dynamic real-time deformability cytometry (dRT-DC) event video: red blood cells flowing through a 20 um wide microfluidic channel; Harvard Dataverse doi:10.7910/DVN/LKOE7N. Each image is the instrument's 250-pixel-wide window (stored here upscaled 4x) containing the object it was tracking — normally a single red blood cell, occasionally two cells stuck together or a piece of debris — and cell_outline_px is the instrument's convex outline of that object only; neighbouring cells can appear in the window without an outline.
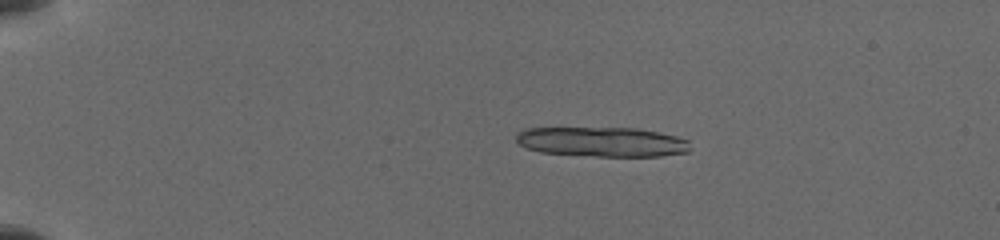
{"species": "common noctule bat (a hibernating species)", "species_latin": "Nyctalus noctula", "temperature_condition": "cold", "stored_images_in_passage": 10, "camera_frame_rate_fps": 3000, "um_per_image_px": 0.085, "animal": {"sex": "female", "body_mass_g": 19.5, "forearm_length_mm": 54.1}, "frame": {"image": 1, "passage_image": 1, "time_ms": 0.0, "image_size_px": [1000, 240], "cell_outline_px": [[688, 152], [660, 156], [596, 156], [540, 152], [528, 148], [520, 144], [516, 140], [516, 136], [520, 132], [528, 128], [636, 128], [660, 132], [676, 136], [688, 140]], "centroid_in_image_um": [51.2, 12.05], "position_along_channel_um": 33.8, "area_um2": 29.88}}
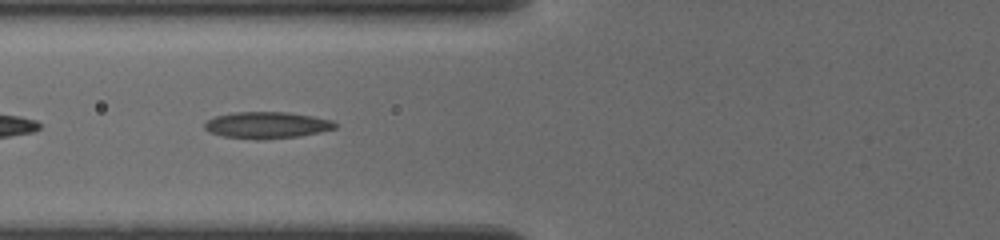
{"frame": {"image": 2, "passage_image": 9, "time_ms": 4.0, "image_size_px": [1000, 240], "cell_outline_px": [[336, 128], [320, 132], [300, 136], [264, 140], [252, 140], [220, 136], [208, 132], [204, 128], [204, 124], [208, 120], [216, 116], [236, 112], [284, 112], [312, 116], [332, 120], [336, 124]], "centroid_in_image_um": [22.65, 10.65], "position_along_channel_um": 103.1, "area_um2": 20.4}}